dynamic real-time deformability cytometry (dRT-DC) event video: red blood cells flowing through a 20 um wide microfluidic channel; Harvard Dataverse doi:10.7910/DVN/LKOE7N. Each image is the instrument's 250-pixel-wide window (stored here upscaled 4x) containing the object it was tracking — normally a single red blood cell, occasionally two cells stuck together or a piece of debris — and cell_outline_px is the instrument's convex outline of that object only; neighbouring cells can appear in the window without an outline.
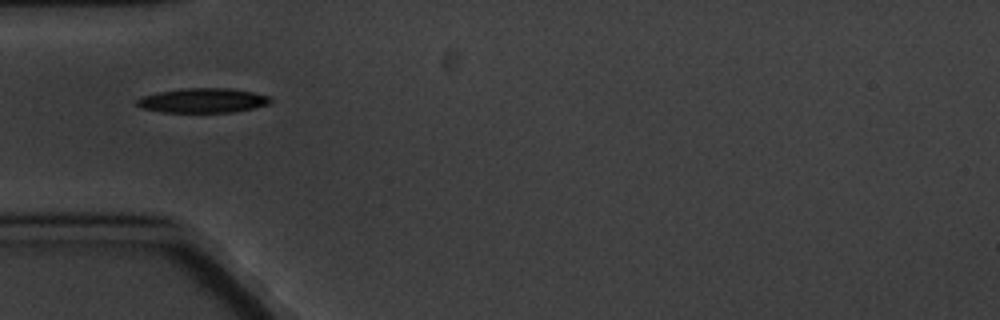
{"species": "common noctule bat (a hibernating species)", "species_latin": "Nyctalus noctula", "temperature_condition": "cold", "stored_images_in_passage": 2, "camera_frame_rate_fps": 3000, "um_per_image_px": 0.085, "animal": {"sex": "male", "body_mass_g": 20.1, "forearm_length_mm": 53.5}, "frame": {"image": 1, "passage_image": 1, "time_ms": 0.0, "image_size_px": [1000, 320], "cell_outline_px": [[272, 100], [268, 104], [252, 108], [232, 112], [160, 112], [140, 108], [136, 104], [136, 100], [144, 96], [160, 92], [180, 88], [228, 88], [252, 92], [272, 96]], "centroid_in_image_um": [17.24, 8.54], "position_along_channel_um": 67.8, "area_um2": 19.07}}